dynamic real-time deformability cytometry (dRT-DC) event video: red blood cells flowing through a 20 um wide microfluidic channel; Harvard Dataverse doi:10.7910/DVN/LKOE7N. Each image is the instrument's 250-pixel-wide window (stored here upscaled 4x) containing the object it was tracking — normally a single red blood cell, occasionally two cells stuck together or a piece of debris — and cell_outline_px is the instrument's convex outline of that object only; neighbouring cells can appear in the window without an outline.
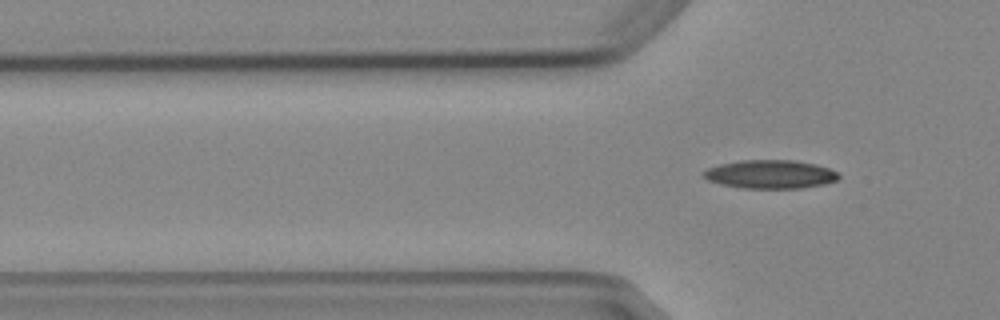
{"species": "Egyptian fruit bat (a non-hibernating species)", "species_latin": "Rousettus aegyptiacus", "temperature_condition": "cold", "stored_images_in_passage": 5, "camera_frame_rate_fps": 3000, "um_per_image_px": 0.085, "animal": {"sex": "female"}, "frame": {"image": 1, "passage_image": 5, "time_ms": 5.333, "image_size_px": [1000, 320], "cell_outline_px": [[840, 176], [836, 180], [824, 184], [800, 188], [744, 188], [720, 184], [708, 180], [704, 176], [704, 172], [708, 168], [720, 164], [740, 160], [796, 160], [816, 164], [828, 168], [836, 172]], "centroid_in_image_um": [65.48, 14.8], "position_along_channel_um": 60.3, "area_um2": 22.31}}